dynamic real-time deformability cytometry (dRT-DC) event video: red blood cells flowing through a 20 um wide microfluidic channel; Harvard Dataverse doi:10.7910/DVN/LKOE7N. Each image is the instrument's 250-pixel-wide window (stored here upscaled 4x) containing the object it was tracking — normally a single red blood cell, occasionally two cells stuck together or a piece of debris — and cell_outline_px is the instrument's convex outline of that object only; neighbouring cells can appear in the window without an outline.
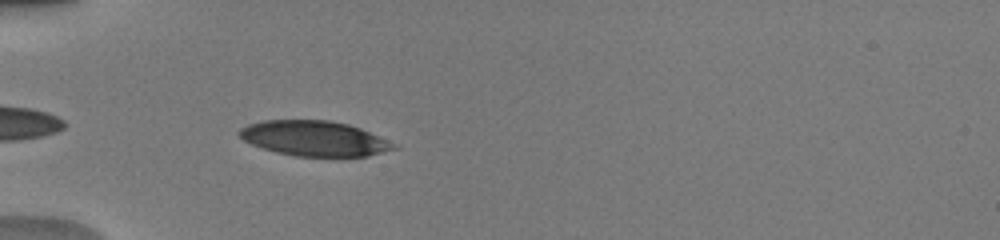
{"species": "human", "species_latin": "Homo sapiens", "temperature_condition": "warm", "stored_images_in_passage": 34, "camera_frame_rate_fps": 3000, "um_per_image_px": 0.085, "donor": {"sex": "male"}, "frame": {"image": 1, "passage_image": 2, "time_ms": 0.333, "image_size_px": [1000, 240], "cell_outline_px": [[400, 148], [368, 156], [296, 156], [276, 152], [252, 144], [244, 140], [236, 132], [240, 128], [248, 124], [264, 120], [328, 120], [348, 124], [360, 128], [396, 144]], "centroid_in_image_um": [26.72, 11.76], "position_along_channel_um": 58.3, "area_um2": 31.5}}
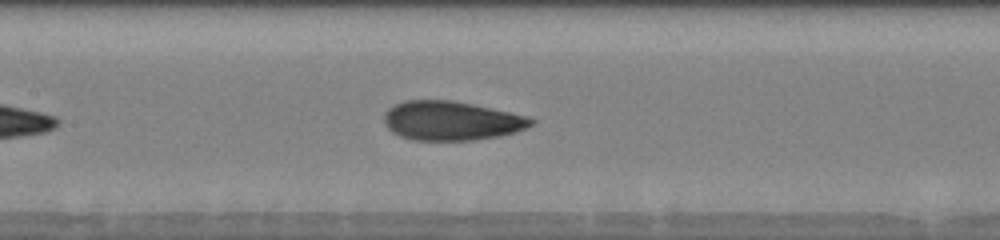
{"frame": {"image": 2, "passage_image": 11, "time_ms": 3.333, "image_size_px": [1000, 240], "cell_outline_px": [[536, 120], [532, 124], [516, 132], [500, 136], [472, 140], [416, 140], [400, 136], [392, 132], [384, 124], [384, 112], [388, 108], [404, 100], [452, 100], [472, 104], [528, 116]], "centroid_in_image_um": [38.34, 10.26], "position_along_channel_um": 169.1, "area_um2": 33.52}}
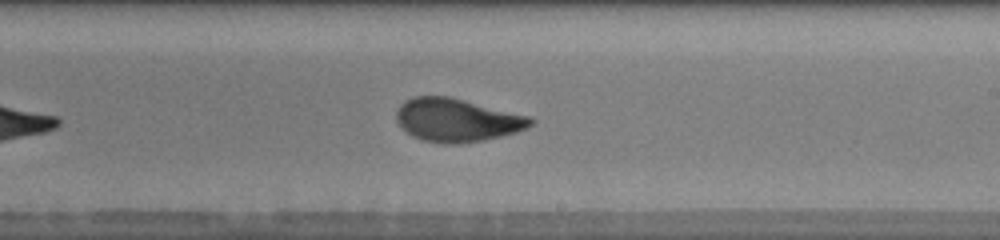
{"frame": {"image": 3, "passage_image": 17, "time_ms": 5.333, "image_size_px": [1000, 240], "cell_outline_px": [[536, 120], [528, 128], [516, 132], [484, 140], [460, 144], [444, 144], [420, 140], [412, 136], [396, 120], [396, 112], [400, 104], [404, 100], [412, 96], [448, 96], [532, 116]], "centroid_in_image_um": [38.86, 10.2], "position_along_channel_um": 250.1, "area_um2": 34.1}, "authors_computed_cell_mechanics": {"area_um2": 33.4373, "velocity_mm_per_s": 4.0649, "shape_relaxation_time_tau1_ms": 5.933, "shape_relaxation_time_tau2_ms": 0.9028, "deformation_change_tau1": 0.2045, "deformation_change_tau2": 0.0716}}